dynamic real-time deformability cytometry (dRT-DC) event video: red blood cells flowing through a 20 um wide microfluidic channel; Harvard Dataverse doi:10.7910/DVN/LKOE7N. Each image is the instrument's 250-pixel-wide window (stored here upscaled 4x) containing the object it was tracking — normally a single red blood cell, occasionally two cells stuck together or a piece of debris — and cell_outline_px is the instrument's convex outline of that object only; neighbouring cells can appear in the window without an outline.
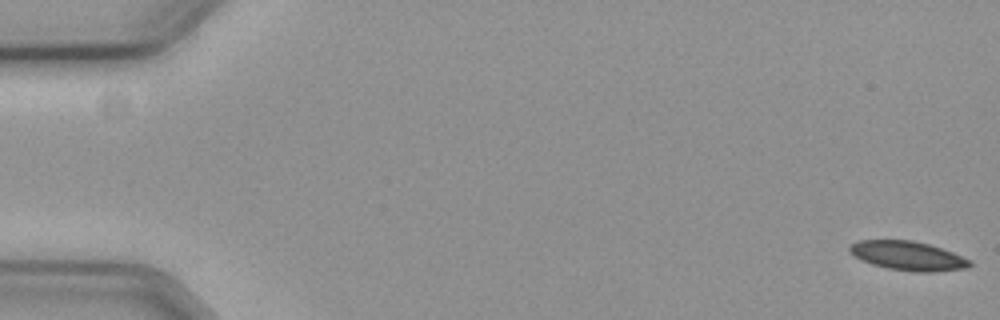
{"species": "common noctule bat (a hibernating species)", "species_latin": "Nyctalus noctula", "temperature_condition": "cold", "stored_images_in_passage": 58, "camera_frame_rate_fps": 3000, "um_per_image_px": 0.085, "animal": {"sex": "female", "body_mass_g": 19.3, "forearm_length_mm": 54.1}, "frame": {"image": 1, "passage_image": 1, "time_ms": 0.0, "image_size_px": [1000, 320], "cell_outline_px": [[972, 264], [968, 268], [932, 272], [916, 272], [888, 268], [872, 264], [860, 260], [848, 252], [848, 248], [852, 244], [860, 240], [912, 240], [928, 244], [952, 252], [972, 260]], "centroid_in_image_um": [77.17, 21.75], "position_along_channel_um": 7.8, "area_um2": 20.4}}
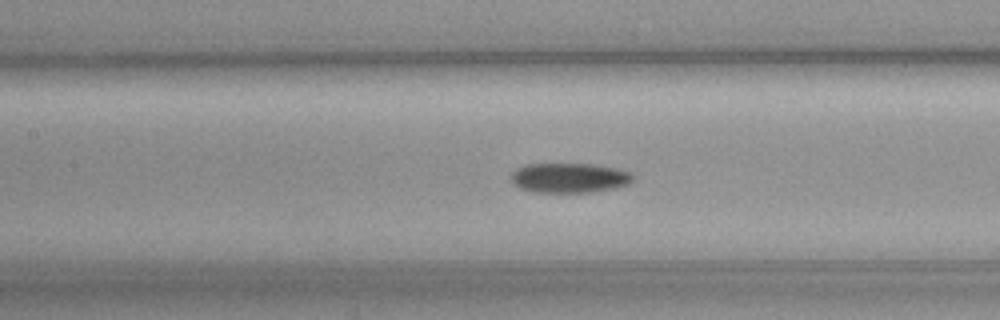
{"frame": {"image": 2, "passage_image": 27, "time_ms": 8.667, "image_size_px": [1000, 320], "cell_outline_px": [[636, 180], [628, 184], [616, 188], [592, 192], [536, 192], [520, 188], [512, 184], [512, 172], [516, 168], [528, 164], [596, 164], [620, 168], [632, 172], [636, 176]], "centroid_in_image_um": [48.48, 15.11], "position_along_channel_um": 158.9, "area_um2": 21.56}}
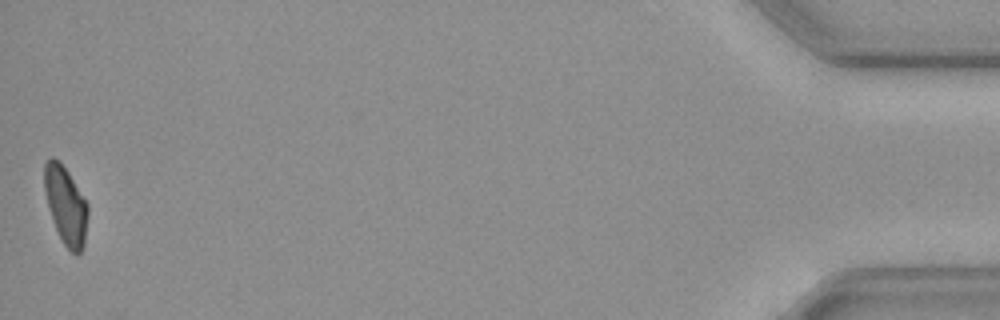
{"frame": {"image": 3, "passage_image": 58, "time_ms": 19.0, "image_size_px": [1000, 320], "cell_outline_px": [[88, 216], [84, 244], [80, 252], [76, 256], [64, 244], [56, 228], [48, 204], [44, 188], [44, 164], [52, 156], [60, 160], [68, 172], [88, 204]], "centroid_in_image_um": [5.6, 17.43], "position_along_channel_um": 429.6, "area_um2": 19.48}, "authors_computed_cell_mechanics": {"area_um2": 20.808, "velocity_mm_per_s": 3.5973, "shape_relaxation_time_tau1_ms": 5.0073, "shape_relaxation_time_tau2_ms": null, "deformation_change_tau1": 0.0994, "deformation_change_tau2": null}}